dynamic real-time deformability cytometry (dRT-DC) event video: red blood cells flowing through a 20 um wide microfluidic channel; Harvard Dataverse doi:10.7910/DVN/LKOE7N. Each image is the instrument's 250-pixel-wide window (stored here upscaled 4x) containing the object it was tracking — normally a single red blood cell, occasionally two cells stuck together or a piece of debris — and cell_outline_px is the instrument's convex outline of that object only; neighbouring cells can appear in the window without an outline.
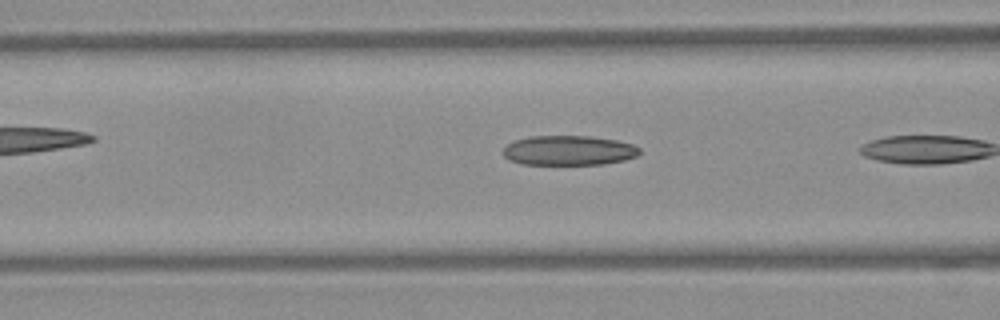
{"species": "Egyptian fruit bat (a non-hibernating species)", "species_latin": "Rousettus aegyptiacus", "temperature_condition": "warm", "stored_images_in_passage": 5, "camera_frame_rate_fps": 3000, "um_per_image_px": 0.085, "frame": {"image": 1, "passage_image": 4, "time_ms": 1.0, "image_size_px": [1000, 320], "cell_outline_px": [[640, 152], [636, 156], [624, 160], [604, 164], [520, 164], [508, 160], [504, 156], [504, 148], [512, 140], [532, 136], [588, 136], [616, 140], [632, 144], [640, 148]], "centroid_in_image_um": [48.32, 12.79], "position_along_channel_um": 118.3, "area_um2": 23.64}}